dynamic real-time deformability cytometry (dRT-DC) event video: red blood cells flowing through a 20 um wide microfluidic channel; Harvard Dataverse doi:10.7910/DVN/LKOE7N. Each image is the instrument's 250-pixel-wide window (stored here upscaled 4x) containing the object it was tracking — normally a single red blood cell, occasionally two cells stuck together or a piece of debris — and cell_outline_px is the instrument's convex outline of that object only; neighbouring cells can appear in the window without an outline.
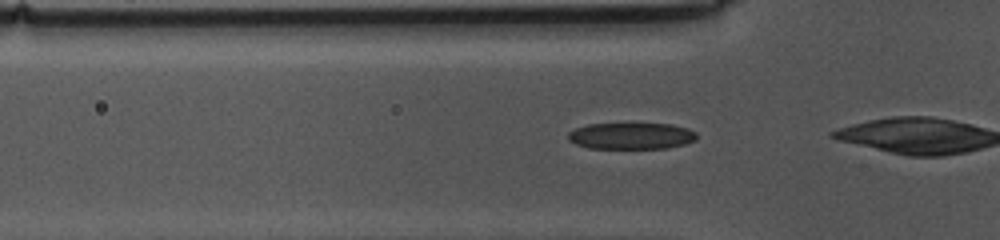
{"species": "common noctule bat (a hibernating species)", "species_latin": "Nyctalus noctula", "temperature_condition": "cold", "stored_images_in_passage": 17, "camera_frame_rate_fps": 3000, "um_per_image_px": 0.085, "animal": {"sex": "female", "body_mass_g": 10.0, "forearm_length_mm": 53.1}, "frame": {"image": 1, "passage_image": 12, "time_ms": 3.667, "image_size_px": [1000, 240], "cell_outline_px": [[696, 140], [684, 144], [668, 148], [588, 148], [576, 144], [568, 140], [568, 132], [576, 128], [588, 124], [672, 124], [688, 128], [696, 132]], "centroid_in_image_um": [53.66, 11.55], "position_along_channel_um": 72.1, "area_um2": 19.83}}
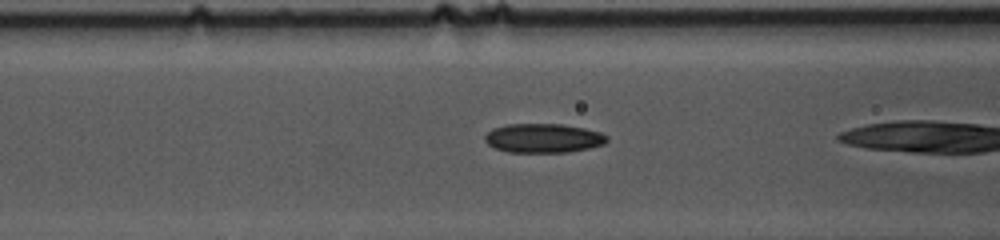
{"frame": {"image": 2, "passage_image": 16, "time_ms": 5.0, "image_size_px": [1000, 240], "cell_outline_px": [[608, 140], [604, 144], [588, 148], [568, 152], [508, 152], [496, 148], [488, 144], [484, 140], [484, 136], [492, 128], [508, 124], [560, 124], [584, 128], [600, 132], [608, 136]], "centroid_in_image_um": [46.18, 11.74], "position_along_channel_um": 120.4, "area_um2": 20.69}}